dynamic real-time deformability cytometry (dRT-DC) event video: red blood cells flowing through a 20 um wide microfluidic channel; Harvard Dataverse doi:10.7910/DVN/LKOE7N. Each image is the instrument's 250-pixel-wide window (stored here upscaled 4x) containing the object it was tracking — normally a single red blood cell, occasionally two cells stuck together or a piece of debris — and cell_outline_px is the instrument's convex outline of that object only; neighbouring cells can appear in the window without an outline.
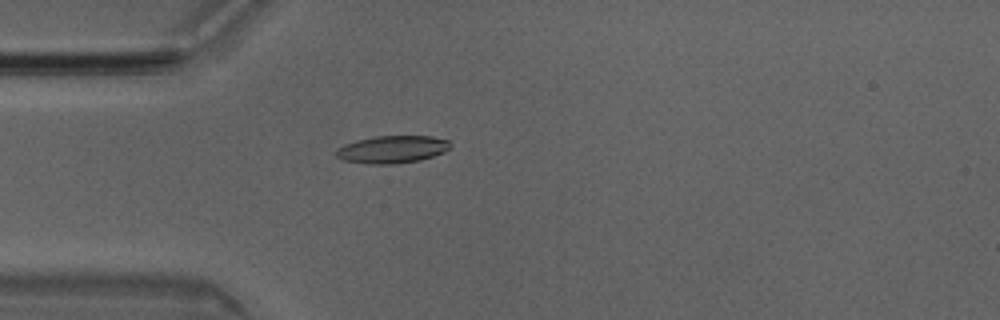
{"species": "Egyptian fruit bat (a non-hibernating species)", "species_latin": "Rousettus aegyptiacus", "temperature_condition": "room temperature", "stored_images_in_passage": 51, "camera_frame_rate_fps": 3000, "um_per_image_px": 0.085, "animal": {"sex": "male"}, "frame": {"image": 1, "passage_image": 14, "time_ms": 4.333, "image_size_px": [1000, 320], "cell_outline_px": [[452, 144], [444, 152], [420, 160], [396, 164], [368, 164], [344, 160], [336, 156], [336, 148], [344, 144], [356, 140], [376, 136], [432, 136], [448, 140]], "centroid_in_image_um": [33.32, 12.69], "position_along_channel_um": 51.7, "area_um2": 18.32}}
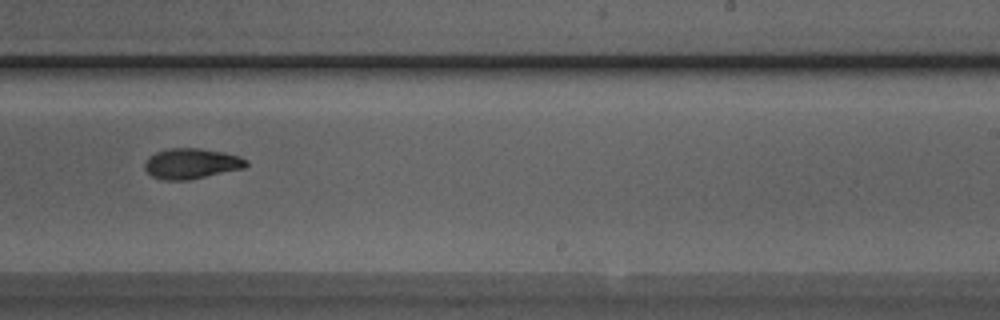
{"frame": {"image": 2, "passage_image": 31, "time_ms": 10.0, "image_size_px": [1000, 320], "cell_outline_px": [[248, 164], [244, 168], [188, 180], [164, 180], [152, 176], [144, 168], [144, 164], [148, 156], [156, 152], [168, 148], [200, 148], [224, 152], [240, 156], [248, 160]], "centroid_in_image_um": [16.27, 13.89], "position_along_channel_um": 272.7, "area_um2": 18.09}}
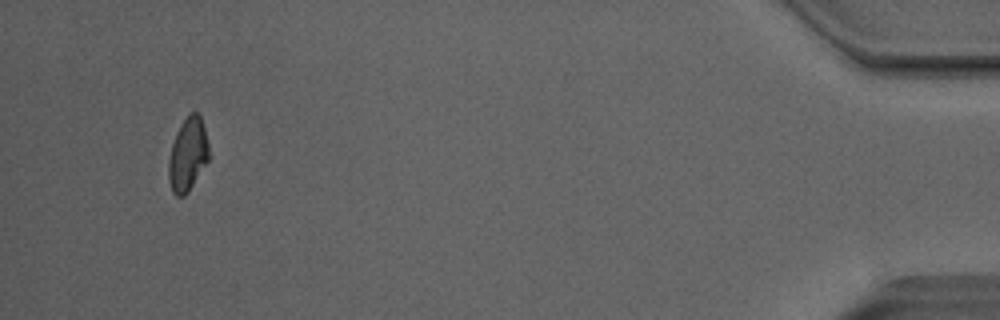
{"frame": {"image": 3, "passage_image": 48, "time_ms": 15.667, "image_size_px": [1000, 320], "cell_outline_px": [[208, 160], [188, 192], [184, 196], [176, 196], [172, 192], [168, 180], [168, 160], [172, 144], [176, 132], [180, 124], [188, 112], [196, 112], [200, 116], [204, 128], [208, 144]], "centroid_in_image_um": [15.93, 13.13], "position_along_channel_um": 419.3, "area_um2": 17.22}, "authors_computed_cell_mechanics": {"area_um2": 17.6868, "velocity_mm_per_s": 4.0449, "shape_relaxation_time_tau1_ms": 6.8858, "shape_relaxation_time_tau2_ms": null, "deformation_change_tau1": 0.2135, "deformation_change_tau2": null}}